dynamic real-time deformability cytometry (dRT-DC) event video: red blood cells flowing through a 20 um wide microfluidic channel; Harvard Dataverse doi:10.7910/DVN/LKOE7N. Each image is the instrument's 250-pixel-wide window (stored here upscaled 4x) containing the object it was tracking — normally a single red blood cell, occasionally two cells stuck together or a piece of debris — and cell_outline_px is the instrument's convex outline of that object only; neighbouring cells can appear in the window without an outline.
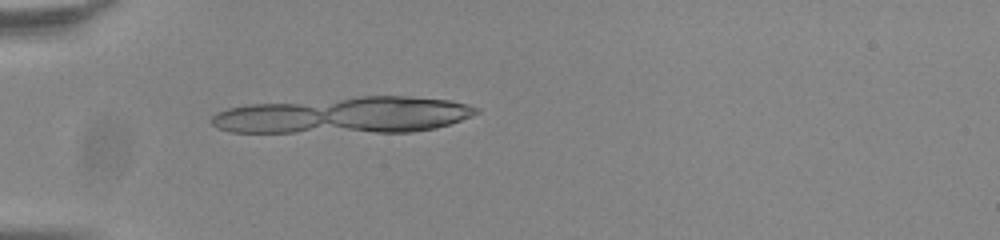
{"species": "common noctule bat (a hibernating species)", "species_latin": "Nyctalus noctula", "temperature_condition": "room temperature", "stored_images_in_passage": 14, "camera_frame_rate_fps": 3000, "um_per_image_px": 0.085, "animal": {"sex": "male", "body_mass_g": 20.0, "forearm_length_mm": 53.3}, "frame": {"image": 1, "passage_image": 14, "time_ms": 4.333, "image_size_px": [1000, 240], "cell_outline_px": [[456, 120], [444, 124], [424, 128], [364, 128], [356, 100], [436, 100], [456, 104]], "centroid_in_image_um": [34.48, 9.65], "position_along_channel_um": 50.5, "area_um2": 18.32}}